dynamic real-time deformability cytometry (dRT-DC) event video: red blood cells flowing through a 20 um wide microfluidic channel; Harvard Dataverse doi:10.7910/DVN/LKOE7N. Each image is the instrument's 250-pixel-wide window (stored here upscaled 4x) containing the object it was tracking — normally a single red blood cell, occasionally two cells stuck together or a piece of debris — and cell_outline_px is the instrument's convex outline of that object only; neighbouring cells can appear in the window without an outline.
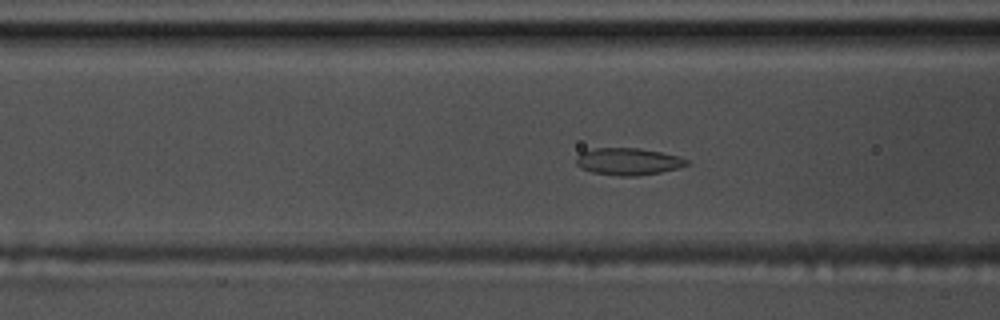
{"species": "common noctule bat (a hibernating species)", "species_latin": "Nyctalus noctula", "temperature_condition": "warm", "stored_images_in_passage": 59, "segment_of_instrument_passage": [1, 2], "camera_frame_rate_fps": 3000, "um_per_image_px": 0.085, "animal": {"sex": "male", "body_mass_g": 17.5, "forearm_length_mm": 52.3}, "frame": {"image": 1, "passage_image": 23, "time_ms": 7.333, "image_size_px": [1000, 320], "cell_outline_px": [[688, 164], [676, 168], [660, 172], [636, 176], [620, 176], [592, 172], [580, 168], [576, 164], [576, 160], [580, 152], [596, 148], [640, 148], [680, 156], [688, 160]], "centroid_in_image_um": [53.37, 13.72], "position_along_channel_um": 113.2, "area_um2": 17.34}}
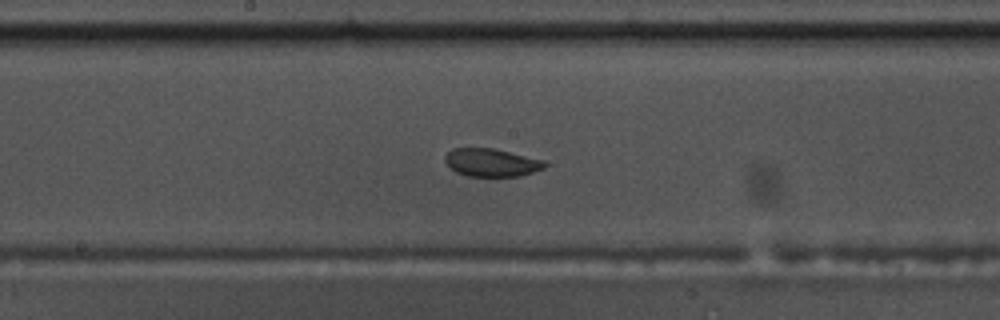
{"frame": {"image": 2, "passage_image": 31, "time_ms": 10.0, "image_size_px": [1000, 320], "cell_outline_px": [[548, 164], [544, 168], [520, 176], [468, 176], [456, 172], [444, 160], [444, 156], [452, 148], [492, 148], [544, 160]], "centroid_in_image_um": [41.77, 13.81], "position_along_channel_um": 206.4, "area_um2": 16.13}}
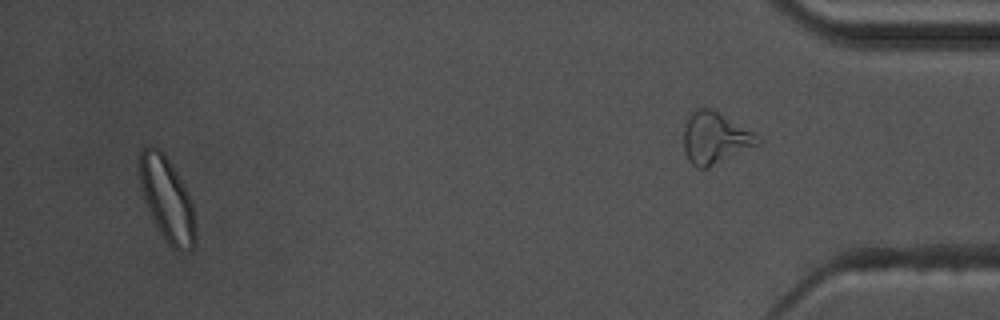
{"frame": {"image": 3, "passage_image": 56, "time_ms": 18.333, "image_size_px": [1000, 320], "cell_outline_px": [[196, 244], [192, 248], [180, 252], [172, 248], [164, 240], [144, 200], [140, 188], [140, 148], [144, 144], [152, 144], [160, 148], [164, 152], [176, 172], [192, 204], [196, 228]], "centroid_in_image_um": [14.18, 16.91], "position_along_channel_um": 421.0, "area_um2": 27.4}}